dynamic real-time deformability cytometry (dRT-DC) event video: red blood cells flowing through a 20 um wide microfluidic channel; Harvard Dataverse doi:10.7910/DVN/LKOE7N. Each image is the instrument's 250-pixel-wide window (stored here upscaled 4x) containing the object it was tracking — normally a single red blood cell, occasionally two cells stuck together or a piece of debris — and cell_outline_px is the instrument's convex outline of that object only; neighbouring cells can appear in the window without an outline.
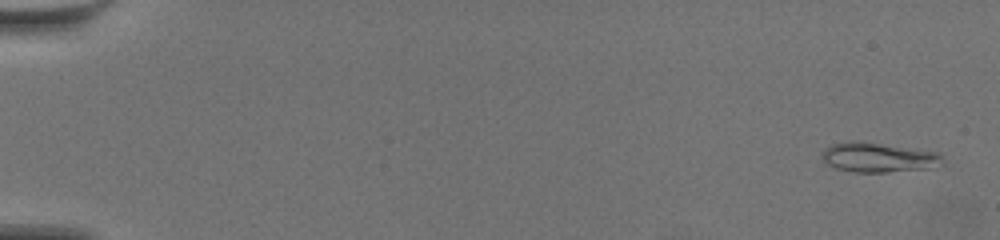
{"species": "common noctule bat (a hibernating species)", "species_latin": "Nyctalus noctula", "temperature_condition": "warm", "stored_images_in_passage": 60, "camera_frame_rate_fps": 3000, "um_per_image_px": 0.085, "animal": {"sex": "female", "body_mass_g": 19.5, "forearm_length_mm": 54.1}, "frame": {"image": 1, "passage_image": 3, "time_ms": 0.667, "image_size_px": [1000, 240], "cell_outline_px": [[944, 164], [928, 168], [888, 172], [856, 172], [836, 168], [828, 164], [824, 160], [824, 148], [832, 144], [844, 140], [860, 140], [940, 152]], "centroid_in_image_um": [74.69, 13.35], "position_along_channel_um": 10.3, "area_um2": 21.04}}
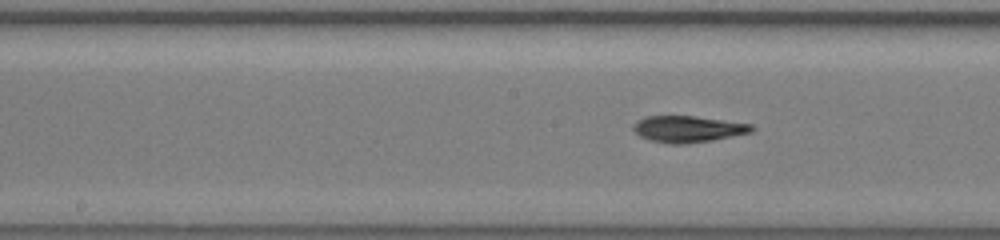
{"frame": {"image": 2, "passage_image": 33, "time_ms": 10.667, "image_size_px": [1000, 240], "cell_outline_px": [[756, 128], [752, 132], [712, 140], [684, 144], [672, 144], [648, 140], [640, 136], [632, 128], [632, 124], [636, 120], [644, 116], [696, 116], [752, 124]], "centroid_in_image_um": [58.45, 10.96], "position_along_channel_um": 189.7, "area_um2": 18.38}}
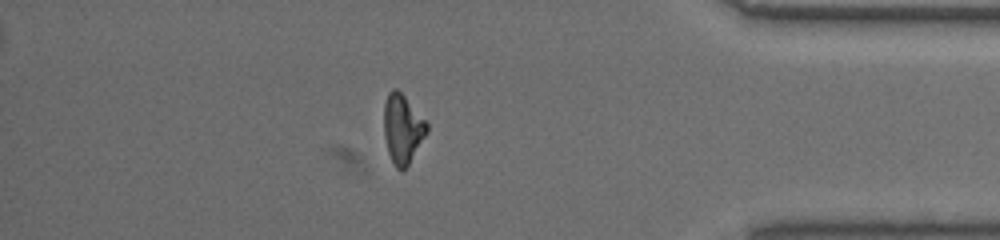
{"frame": {"image": 3, "passage_image": 53, "time_ms": 17.333, "image_size_px": [1000, 240], "cell_outline_px": [[428, 132], [408, 164], [400, 172], [396, 168], [388, 152], [384, 136], [384, 104], [388, 92], [392, 88], [396, 88], [404, 96], [428, 124]], "centroid_in_image_um": [34.2, 10.94], "position_along_channel_um": 401.0, "area_um2": 17.05}, "authors_computed_cell_mechanics": {"area_um2": 18.1203, "velocity_mm_per_s": 3.58, "shape_relaxation_time_tau1_ms": 6.805, "shape_relaxation_time_tau2_ms": 3.8827, "deformation_change_tau1": 0.2166, "deformation_change_tau2": 0.1189}}